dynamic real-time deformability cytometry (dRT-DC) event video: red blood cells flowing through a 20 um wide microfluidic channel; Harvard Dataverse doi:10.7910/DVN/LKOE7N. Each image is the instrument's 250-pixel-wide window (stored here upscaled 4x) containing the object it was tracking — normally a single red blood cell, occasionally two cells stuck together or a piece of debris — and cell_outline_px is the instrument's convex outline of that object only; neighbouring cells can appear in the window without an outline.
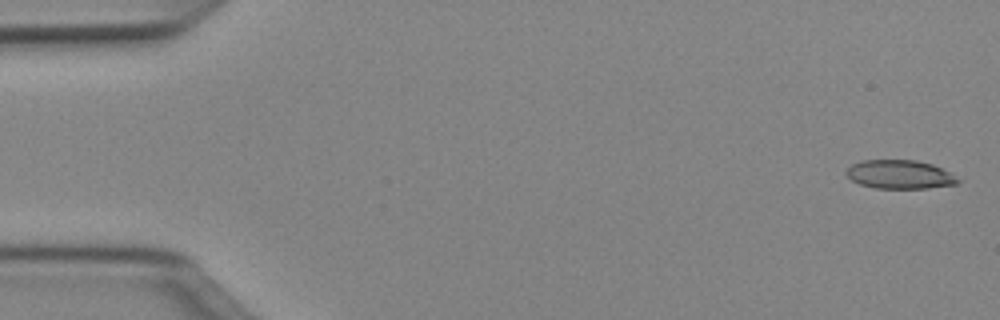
{"species": "Egyptian fruit bat (a non-hibernating species)", "species_latin": "Rousettus aegyptiacus", "temperature_condition": "cold", "stored_images_in_passage": 50, "camera_frame_rate_fps": 3000, "um_per_image_px": 0.085, "animal": {"sex": "female"}, "frame": {"image": 1, "passage_image": 1, "time_ms": 0.0, "image_size_px": [1000, 320], "cell_outline_px": [[960, 180], [956, 184], [928, 188], [876, 188], [860, 184], [852, 180], [844, 172], [852, 164], [864, 160], [916, 160], [932, 164], [948, 172]], "centroid_in_image_um": [76.45, 14.82], "position_along_channel_um": 8.5, "area_um2": 18.44}}
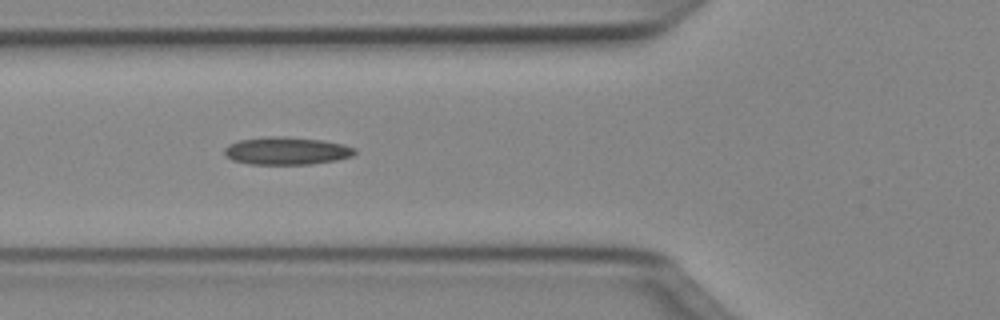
{"frame": {"image": 2, "passage_image": 18, "time_ms": 5.667, "image_size_px": [1000, 320], "cell_outline_px": [[356, 152], [352, 156], [336, 160], [312, 164], [248, 164], [232, 160], [224, 156], [224, 148], [228, 144], [240, 140], [268, 136], [284, 136], [324, 140], [344, 144], [356, 148]], "centroid_in_image_um": [24.35, 12.82], "position_along_channel_um": 101.4, "area_um2": 21.27}}
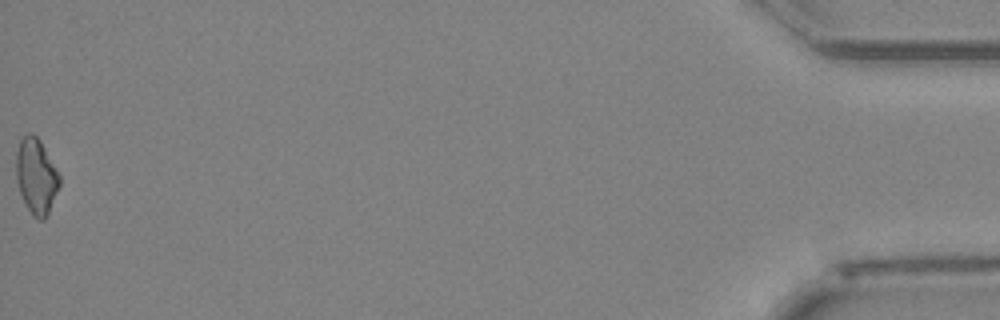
{"frame": {"image": 3, "passage_image": 50, "time_ms": 16.333, "image_size_px": [1000, 320], "cell_outline_px": [[60, 184], [48, 216], [44, 220], [36, 220], [32, 216], [20, 192], [16, 180], [16, 152], [20, 140], [28, 132], [32, 132], [40, 140], [60, 176]], "centroid_in_image_um": [3.08, 15.0], "position_along_channel_um": 432.1, "area_um2": 19.13}, "authors_computed_cell_mechanics": {"area_um2": 19.4497, "velocity_mm_per_s": 4.0535, "shape_relaxation_time_tau1_ms": null, "shape_relaxation_time_tau2_ms": 7.2396, "deformation_change_tau1": null, "deformation_change_tau2": 0.1829}}